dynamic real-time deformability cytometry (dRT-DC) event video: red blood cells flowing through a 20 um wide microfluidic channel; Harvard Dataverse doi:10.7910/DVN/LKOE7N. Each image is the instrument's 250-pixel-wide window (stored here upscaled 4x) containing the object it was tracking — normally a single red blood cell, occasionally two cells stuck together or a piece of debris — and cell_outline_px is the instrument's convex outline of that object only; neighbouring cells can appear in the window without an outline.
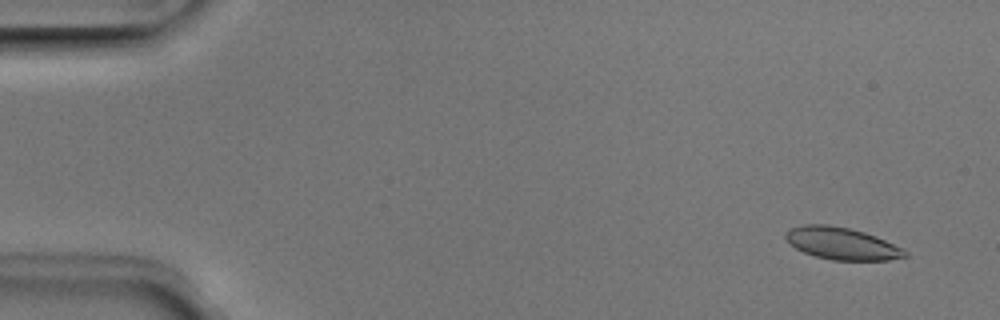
{"species": "Egyptian fruit bat (a non-hibernating species)", "species_latin": "Rousettus aegyptiacus", "temperature_condition": "room temperature", "stored_images_in_passage": 52, "camera_frame_rate_fps": 3000, "um_per_image_px": 0.085, "animal": {"sex": "male"}, "frame": {"image": 1, "passage_image": 4, "time_ms": 1.0, "image_size_px": [1000, 320], "cell_outline_px": [[908, 256], [888, 260], [832, 260], [816, 256], [804, 252], [796, 248], [784, 236], [784, 232], [788, 228], [804, 224], [828, 224], [848, 228], [864, 232], [876, 236], [904, 248], [908, 252]], "centroid_in_image_um": [71.56, 20.69], "position_along_channel_um": 13.4, "area_um2": 22.43}}
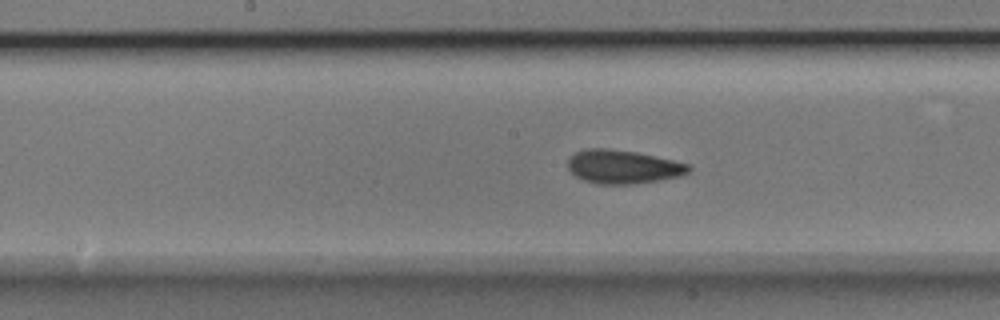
{"frame": {"image": 2, "passage_image": 27, "time_ms": 8.667, "image_size_px": [1000, 320], "cell_outline_px": [[692, 168], [688, 172], [680, 176], [632, 184], [600, 184], [584, 180], [576, 176], [568, 168], [568, 160], [576, 152], [588, 148], [608, 148], [636, 152], [656, 156], [692, 164]], "centroid_in_image_um": [52.99, 14.16], "position_along_channel_um": 195.2, "area_um2": 23.58}}
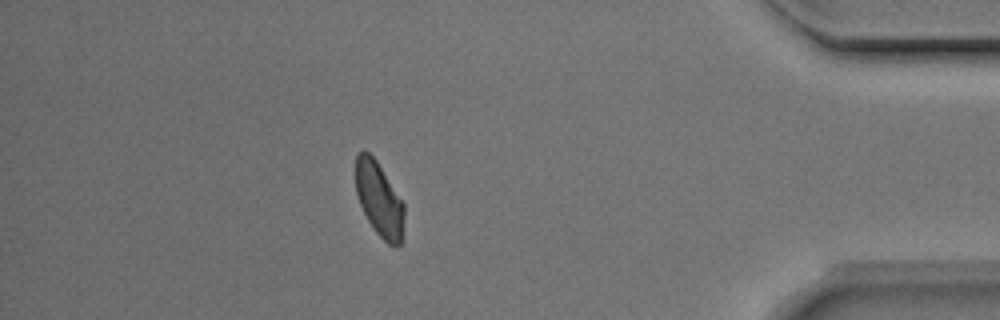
{"frame": {"image": 3, "passage_image": 46, "time_ms": 15.0, "image_size_px": [1000, 320], "cell_outline_px": [[404, 216], [400, 244], [396, 248], [388, 244], [376, 232], [368, 220], [360, 204], [356, 192], [356, 156], [364, 148], [376, 160], [404, 204]], "centroid_in_image_um": [32.22, 16.94], "position_along_channel_um": 403.0, "area_um2": 20.69}, "authors_computed_cell_mechanics": {"area_um2": 22.5131, "velocity_mm_per_s": 3.949, "shape_relaxation_time_tau1_ms": 3.0415, "shape_relaxation_time_tau2_ms": 1.557, "deformation_change_tau1": 0.104, "deformation_change_tau2": 0.0731}}